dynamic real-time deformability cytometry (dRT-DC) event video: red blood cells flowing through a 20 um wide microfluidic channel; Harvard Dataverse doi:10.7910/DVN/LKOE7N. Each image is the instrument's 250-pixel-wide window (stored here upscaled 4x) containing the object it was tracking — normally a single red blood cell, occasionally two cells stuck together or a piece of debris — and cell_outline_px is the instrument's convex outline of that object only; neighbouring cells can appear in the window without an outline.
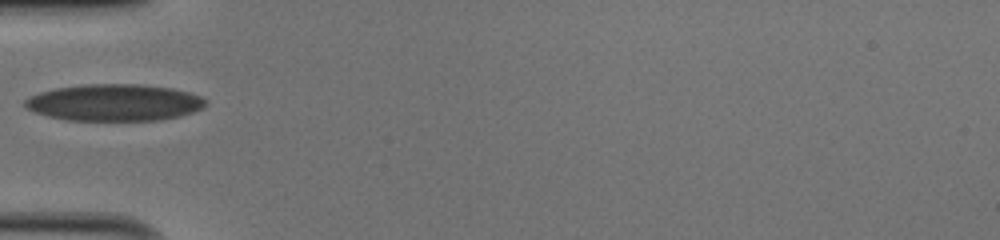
{"species": "human", "species_latin": "Homo sapiens", "temperature_condition": "cold", "stored_images_in_passage": 10, "camera_frame_rate_fps": 3000, "um_per_image_px": 0.085, "donor": {"sex": "male"}, "frame": {"image": 1, "passage_image": 1, "time_ms": 0.0, "image_size_px": [1000, 240], "cell_outline_px": [[208, 104], [192, 112], [180, 116], [160, 120], [64, 120], [48, 116], [24, 108], [24, 100], [28, 96], [40, 92], [56, 88], [84, 84], [136, 84], [172, 88], [188, 92], [200, 96], [208, 100]], "centroid_in_image_um": [9.7, 8.71], "position_along_channel_um": 75.3, "area_um2": 38.78}}
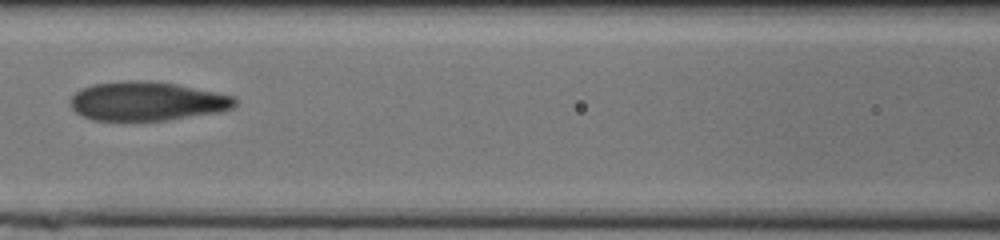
{"frame": {"image": 2, "passage_image": 7, "time_ms": 2.0, "image_size_px": [1000, 240], "cell_outline_px": [[240, 100], [232, 108], [220, 112], [168, 120], [92, 120], [76, 112], [68, 104], [68, 100], [80, 88], [92, 84], [128, 80], [148, 80], [176, 84], [236, 96]], "centroid_in_image_um": [12.5, 8.59], "position_along_channel_um": 154.1, "area_um2": 37.74}}
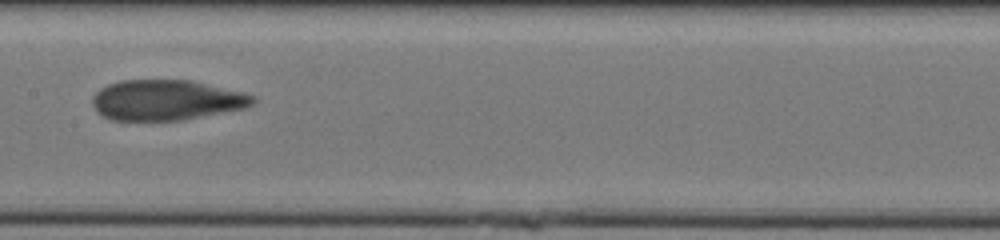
{"frame": {"image": 3, "passage_image": 10, "time_ms": 3.0, "image_size_px": [1000, 240], "cell_outline_px": [[256, 104], [248, 108], [184, 120], [112, 120], [96, 112], [92, 104], [92, 96], [100, 88], [108, 84], [120, 80], [192, 80], [244, 92], [252, 96], [256, 100]], "centroid_in_image_um": [14.17, 8.51], "position_along_channel_um": 193.2, "area_um2": 38.21}}